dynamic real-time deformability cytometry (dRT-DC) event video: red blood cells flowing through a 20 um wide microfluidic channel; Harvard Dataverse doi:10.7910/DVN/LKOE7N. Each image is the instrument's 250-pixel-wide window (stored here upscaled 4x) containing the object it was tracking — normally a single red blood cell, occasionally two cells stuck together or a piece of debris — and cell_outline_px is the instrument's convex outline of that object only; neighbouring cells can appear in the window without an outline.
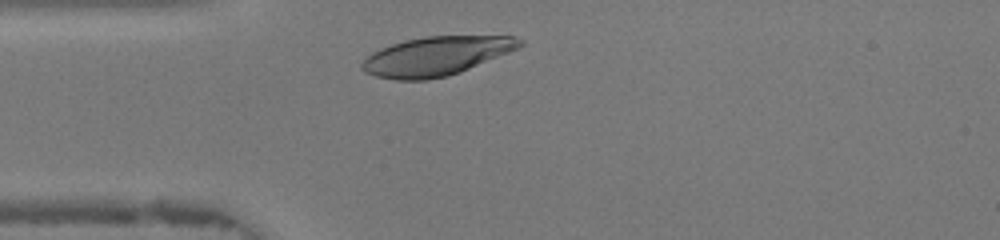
{"species": "human", "species_latin": "Homo sapiens", "temperature_condition": "warm", "stored_images_in_passage": 28, "camera_frame_rate_fps": 3000, "um_per_image_px": 0.085, "donor": {"sex": "female"}, "frame": {"image": 1, "passage_image": 3, "time_ms": 0.667, "image_size_px": [1000, 240], "cell_outline_px": [[524, 44], [508, 52], [460, 72], [448, 76], [428, 80], [396, 80], [376, 76], [364, 72], [360, 68], [360, 64], [372, 52], [380, 48], [404, 40], [424, 36], [512, 36], [524, 40]], "centroid_in_image_um": [37.03, 4.77], "position_along_channel_um": 48.0, "area_um2": 35.72}}
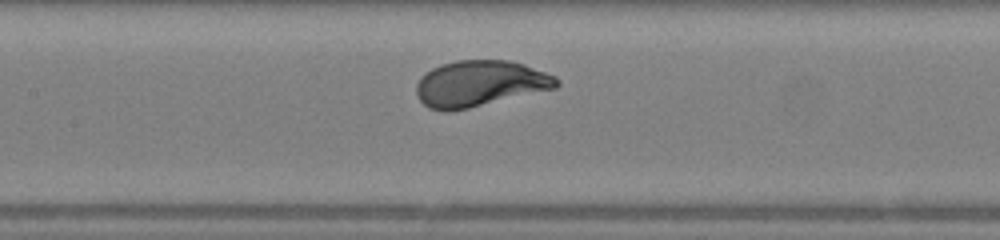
{"frame": {"image": 2, "passage_image": 12, "time_ms": 3.667, "image_size_px": [1000, 240], "cell_outline_px": [[560, 84], [556, 88], [468, 108], [448, 112], [444, 112], [428, 108], [420, 100], [416, 92], [416, 84], [420, 76], [432, 68], [440, 64], [456, 60], [508, 60], [524, 64], [556, 76], [560, 80]], "centroid_in_image_um": [40.77, 7.1], "position_along_channel_um": 166.6, "area_um2": 37.74}}
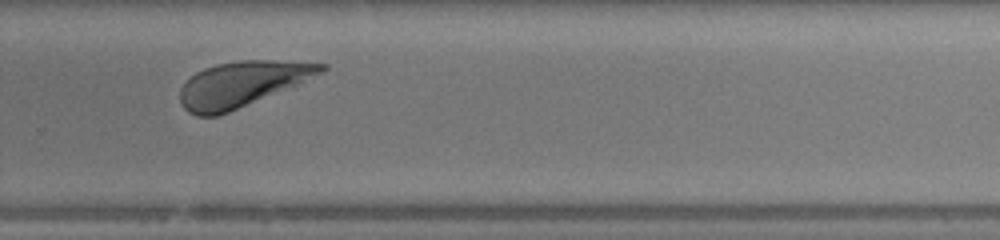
{"frame": {"image": 3, "passage_image": 22, "time_ms": 7.0, "image_size_px": [1000, 240], "cell_outline_px": [[328, 68], [324, 72], [300, 84], [228, 112], [216, 116], [196, 116], [188, 112], [180, 104], [180, 88], [184, 80], [196, 72], [204, 68], [216, 64], [240, 60], [272, 60], [328, 64]], "centroid_in_image_um": [20.55, 7.14], "position_along_channel_um": 309.2, "area_um2": 37.51}, "authors_computed_cell_mechanics": {"area_um2": 37.2232, "velocity_mm_per_s": 4.2923, "shape_relaxation_time_tau1_ms": 1.5803, "shape_relaxation_time_tau2_ms": null, "deformation_change_tau1": 0.1333, "deformation_change_tau2": null}}